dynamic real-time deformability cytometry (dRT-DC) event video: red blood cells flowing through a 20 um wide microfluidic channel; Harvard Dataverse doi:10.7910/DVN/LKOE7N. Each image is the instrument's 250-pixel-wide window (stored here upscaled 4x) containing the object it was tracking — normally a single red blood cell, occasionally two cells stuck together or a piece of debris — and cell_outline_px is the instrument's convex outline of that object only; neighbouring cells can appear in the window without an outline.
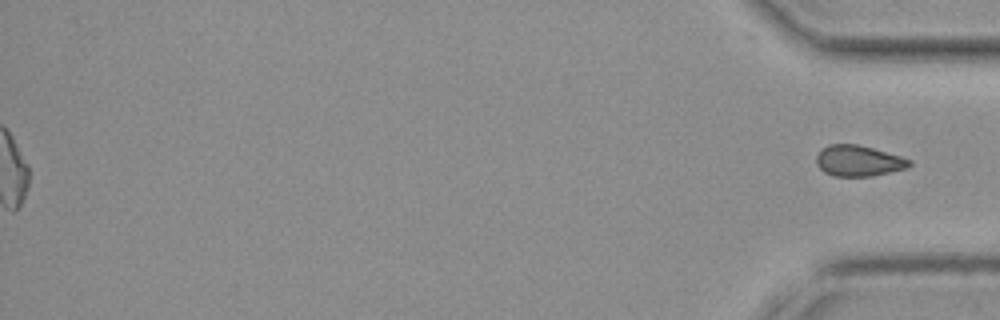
{"species": "common noctule bat (a hibernating species)", "species_latin": "Nyctalus noctula", "temperature_condition": "cold", "stored_images_in_passage": 50, "segment_of_instrument_passage": [2, 2], "camera_frame_rate_fps": 3000, "um_per_image_px": 0.085, "animal": {"sex": "female", "body_mass_g": 19.3, "forearm_length_mm": 54.1}, "frame": {"image": 1, "passage_image": 50, "time_ms": 16.333, "image_size_px": [1000, 320], "cell_outline_px": [[912, 164], [904, 168], [872, 176], [832, 176], [824, 172], [816, 164], [816, 156], [820, 148], [828, 144], [856, 144], [872, 148], [900, 156], [912, 160]], "centroid_in_image_um": [72.91, 13.66], "position_along_channel_um": 362.3, "area_um2": 16.7}}